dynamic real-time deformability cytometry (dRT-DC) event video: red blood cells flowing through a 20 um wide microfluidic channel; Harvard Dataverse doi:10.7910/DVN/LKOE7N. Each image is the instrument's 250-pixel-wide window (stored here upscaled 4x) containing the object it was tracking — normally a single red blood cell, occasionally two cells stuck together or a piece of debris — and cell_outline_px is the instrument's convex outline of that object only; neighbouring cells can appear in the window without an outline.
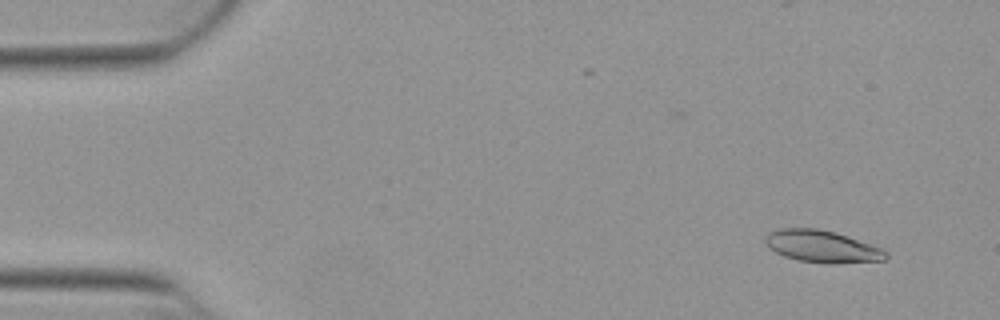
{"species": "Egyptian fruit bat (a non-hibernating species)", "species_latin": "Rousettus aegyptiacus", "temperature_condition": "warm", "stored_images_in_passage": 16, "camera_frame_rate_fps": 3000, "um_per_image_px": 0.085, "animal": {"sex": "female"}, "frame": {"image": 1, "passage_image": 3, "time_ms": 0.667, "image_size_px": [1000, 320], "cell_outline_px": [[888, 256], [884, 260], [800, 260], [784, 256], [776, 252], [764, 240], [768, 232], [780, 228], [816, 228], [832, 232], [880, 248], [888, 252]], "centroid_in_image_um": [69.77, 20.88], "position_along_channel_um": 15.2, "area_um2": 20.75}}
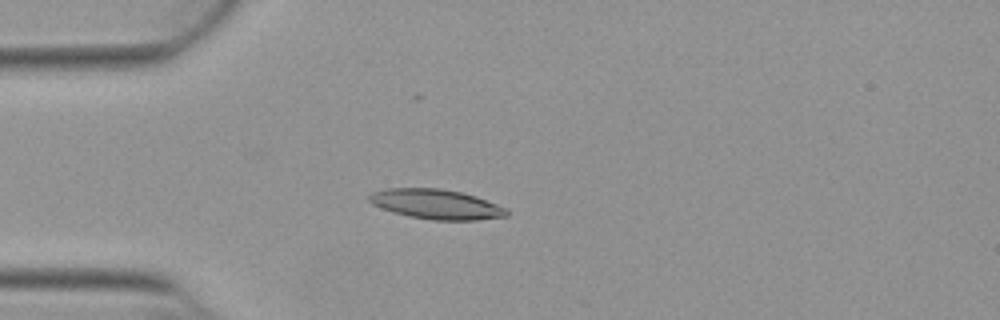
{"frame": {"image": 2, "passage_image": 13, "time_ms": 4.0, "image_size_px": [1000, 320], "cell_outline_px": [[508, 216], [476, 220], [432, 220], [408, 216], [372, 204], [368, 200], [368, 196], [372, 192], [388, 188], [440, 188], [460, 192], [476, 196], [496, 204], [504, 208], [508, 212]], "centroid_in_image_um": [37.07, 17.35], "position_along_channel_um": 47.9, "area_um2": 23.64}}